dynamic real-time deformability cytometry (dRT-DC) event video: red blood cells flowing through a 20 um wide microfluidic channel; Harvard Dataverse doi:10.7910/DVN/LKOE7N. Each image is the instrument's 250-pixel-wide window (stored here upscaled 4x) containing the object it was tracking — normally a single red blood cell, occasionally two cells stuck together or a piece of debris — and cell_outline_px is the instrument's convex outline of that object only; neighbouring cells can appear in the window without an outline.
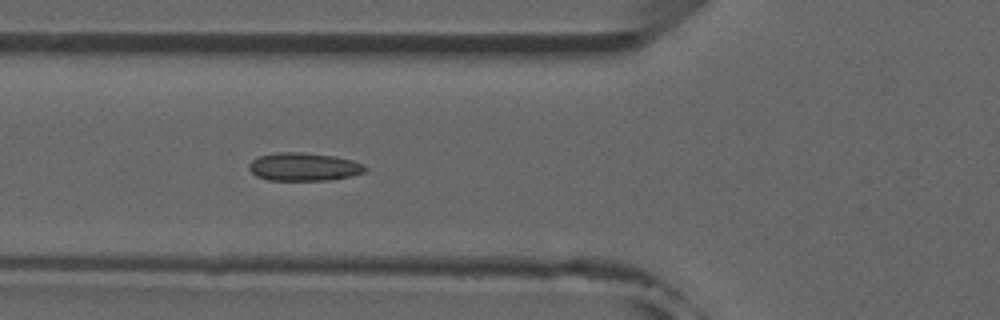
{"species": "common noctule bat (a hibernating species)", "species_latin": "Nyctalus noctula", "temperature_condition": "room temperature", "stored_images_in_passage": 40, "camera_frame_rate_fps": 3000, "um_per_image_px": 0.085, "animal": {"sex": "male", "forearm_length_mm": 52.5}, "frame": {"image": 1, "passage_image": 7, "time_ms": 2.0, "image_size_px": [1000, 320], "cell_outline_px": [[368, 168], [364, 172], [352, 176], [328, 180], [268, 180], [256, 176], [248, 168], [248, 164], [256, 156], [276, 152], [300, 152], [336, 156], [352, 160], [364, 164]], "centroid_in_image_um": [25.81, 14.17], "position_along_channel_um": 100.0, "area_um2": 19.25}, "authors_computed_cell_mechanics": {"area_um2": 18.3804, "velocity_mm_per_s": 3.9268, "shape_relaxation_time_tau1_ms": null, "shape_relaxation_time_tau2_ms": 3.003, "deformation_change_tau1": null, "deformation_change_tau2": 0.1002}}